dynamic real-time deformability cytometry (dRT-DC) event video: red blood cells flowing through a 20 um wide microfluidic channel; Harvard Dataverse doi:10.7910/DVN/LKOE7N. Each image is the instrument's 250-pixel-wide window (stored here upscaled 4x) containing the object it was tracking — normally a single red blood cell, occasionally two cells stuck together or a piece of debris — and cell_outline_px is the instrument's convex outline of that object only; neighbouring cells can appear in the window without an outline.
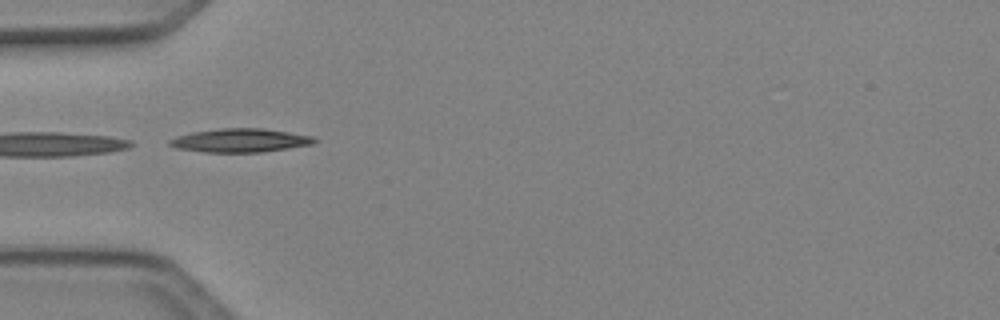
{"species": "Egyptian fruit bat (a non-hibernating species)", "species_latin": "Rousettus aegyptiacus", "temperature_condition": "cold", "stored_images_in_passage": 6, "segment_of_instrument_passage": [2, 2], "camera_frame_rate_fps": 3000, "um_per_image_px": 0.085, "animal": {"sex": "female"}, "frame": {"image": 1, "passage_image": 4, "time_ms": 1.0, "image_size_px": [1000, 320], "cell_outline_px": [[316, 140], [312, 144], [288, 148], [260, 152], [204, 152], [176, 148], [168, 144], [168, 140], [176, 136], [192, 132], [220, 128], [264, 128], [312, 136]], "centroid_in_image_um": [20.36, 11.93], "position_along_channel_um": 64.6, "area_um2": 19.83}}
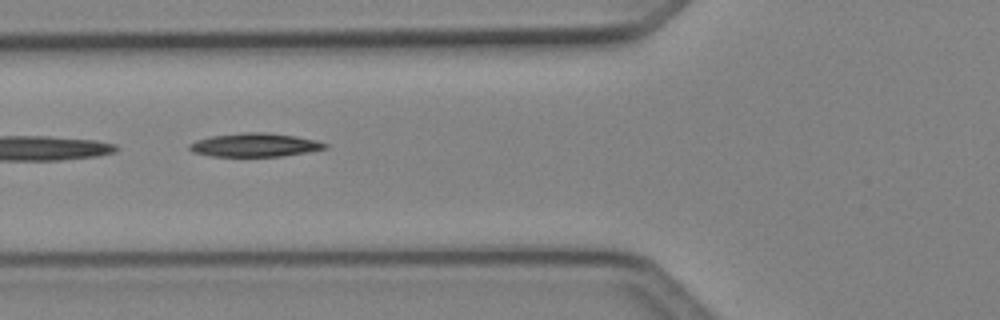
{"frame": {"image": 2, "passage_image": 5, "time_ms": 1.333, "image_size_px": [1000, 320], "cell_outline_px": [[328, 148], [308, 152], [284, 156], [212, 156], [192, 152], [188, 148], [188, 144], [196, 140], [208, 136], [240, 132], [264, 132], [296, 136], [316, 140], [328, 144]], "centroid_in_image_um": [21.64, 12.31], "position_along_channel_um": 104.2, "area_um2": 18.84}}
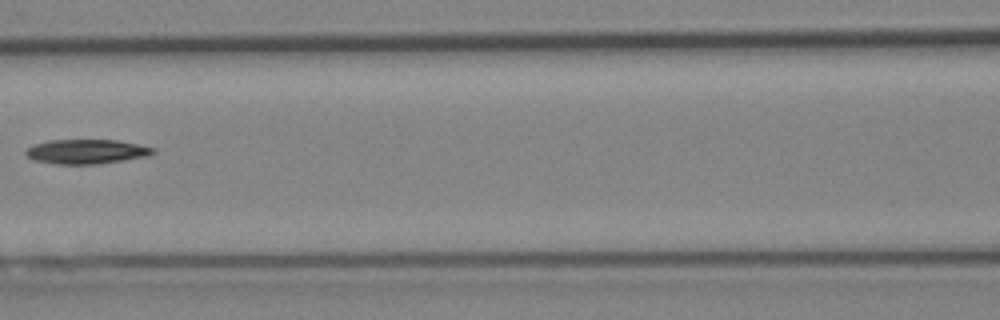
{"frame": {"image": 3, "passage_image": 6, "time_ms": 1.667, "image_size_px": [1000, 320], "cell_outline_px": [[156, 152], [148, 156], [124, 160], [96, 164], [56, 164], [32, 160], [24, 152], [28, 148], [36, 144], [48, 140], [116, 140], [156, 148]], "centroid_in_image_um": [7.36, 12.89], "position_along_channel_um": 159.2, "area_um2": 18.09}}